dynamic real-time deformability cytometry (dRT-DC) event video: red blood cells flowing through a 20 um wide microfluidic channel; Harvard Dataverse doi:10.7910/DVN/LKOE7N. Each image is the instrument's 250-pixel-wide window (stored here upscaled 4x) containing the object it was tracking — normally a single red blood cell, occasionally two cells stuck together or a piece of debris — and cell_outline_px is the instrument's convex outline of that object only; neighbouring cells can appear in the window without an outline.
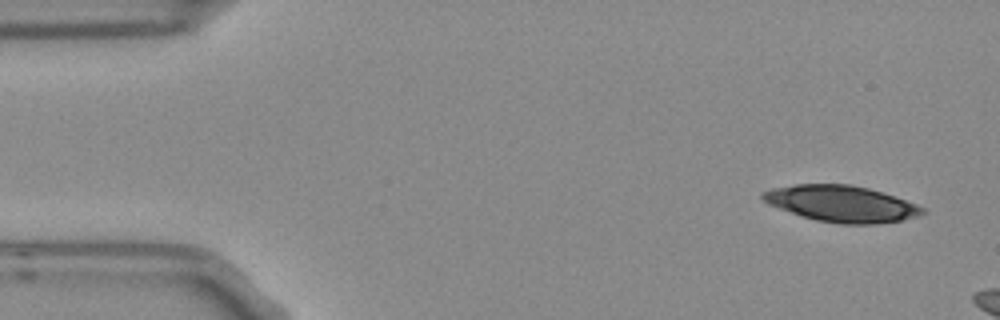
{"species": "Egyptian fruit bat (a non-hibernating species)", "species_latin": "Rousettus aegyptiacus", "temperature_condition": "room temperature", "stored_images_in_passage": 2, "segment_of_instrument_passage": [2, 2], "camera_frame_rate_fps": 3000, "um_per_image_px": 0.085, "frame": {"image": 1, "passage_image": 2, "time_ms": 0.333, "image_size_px": [1000, 320], "cell_outline_px": [[928, 212], [916, 216], [900, 220], [876, 224], [840, 224], [816, 220], [768, 204], [760, 196], [760, 192], [772, 188], [796, 184], [852, 184], [868, 188], [916, 204], [924, 208]], "centroid_in_image_um": [71.5, 17.31], "position_along_channel_um": 13.5, "area_um2": 33.47}}